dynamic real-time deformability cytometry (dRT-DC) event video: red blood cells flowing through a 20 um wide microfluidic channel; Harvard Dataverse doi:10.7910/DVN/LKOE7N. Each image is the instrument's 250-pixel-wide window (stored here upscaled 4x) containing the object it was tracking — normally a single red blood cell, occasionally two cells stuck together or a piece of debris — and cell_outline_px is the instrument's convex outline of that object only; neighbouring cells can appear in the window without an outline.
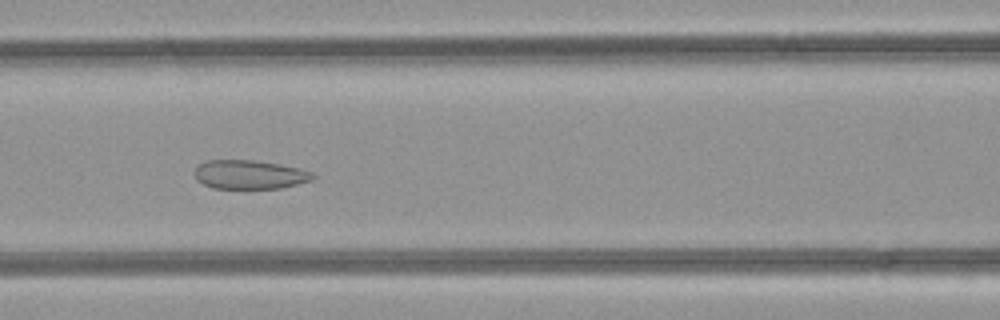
{"species": "common noctule bat (a hibernating species)", "species_latin": "Nyctalus noctula", "temperature_condition": "room temperature", "stored_images_in_passage": 43, "camera_frame_rate_fps": 3000, "um_per_image_px": 0.085, "animal": {"sex": "female", "body_mass_g": 21.9}, "frame": {"image": 1, "passage_image": 14, "time_ms": 4.333, "image_size_px": [1000, 320], "cell_outline_px": [[316, 176], [312, 180], [280, 188], [212, 188], [196, 180], [196, 168], [200, 164], [208, 160], [256, 160], [300, 168], [312, 172]], "centroid_in_image_um": [21.24, 14.83], "position_along_channel_um": 145.4, "area_um2": 19.77}}
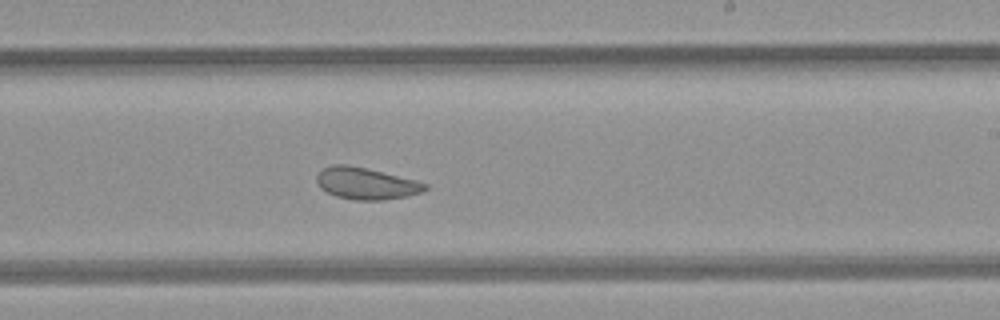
{"frame": {"image": 2, "passage_image": 22, "time_ms": 7.0, "image_size_px": [1000, 320], "cell_outline_px": [[428, 188], [420, 192], [404, 196], [384, 200], [356, 200], [336, 196], [320, 188], [316, 180], [316, 176], [324, 168], [332, 164], [344, 164], [364, 168], [416, 180], [428, 184]], "centroid_in_image_um": [31.09, 15.6], "position_along_channel_um": 257.9, "area_um2": 19.71}}
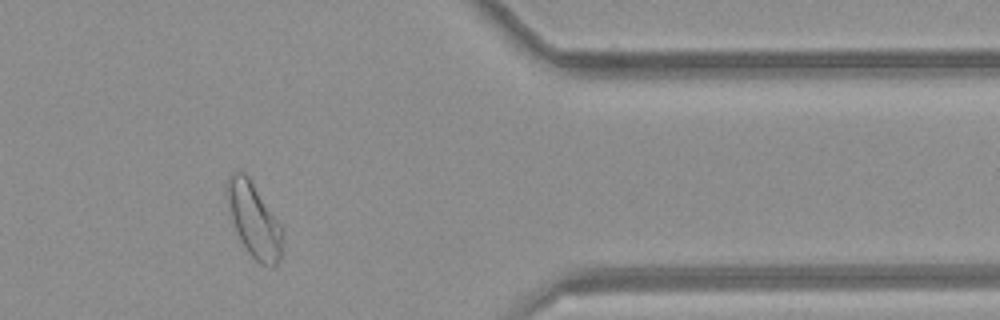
{"frame": {"image": 3, "passage_image": 33, "time_ms": 10.667, "image_size_px": [1000, 320], "cell_outline_px": [[284, 236], [280, 260], [272, 268], [260, 264], [248, 252], [240, 240], [232, 216], [228, 200], [228, 176], [232, 172], [244, 172], [248, 176], [280, 224], [284, 232]], "centroid_in_image_um": [21.64, 18.77], "position_along_channel_um": 389.8, "area_um2": 23.47}, "authors_computed_cell_mechanics": {"area_um2": 23.9292, "velocity_mm_per_s": 4.2259, "shape_relaxation_time_tau1_ms": 1.1561, "shape_relaxation_time_tau2_ms": 0.2709, "deformation_change_tau1": 0.2328, "deformation_change_tau2": 0.0681}}